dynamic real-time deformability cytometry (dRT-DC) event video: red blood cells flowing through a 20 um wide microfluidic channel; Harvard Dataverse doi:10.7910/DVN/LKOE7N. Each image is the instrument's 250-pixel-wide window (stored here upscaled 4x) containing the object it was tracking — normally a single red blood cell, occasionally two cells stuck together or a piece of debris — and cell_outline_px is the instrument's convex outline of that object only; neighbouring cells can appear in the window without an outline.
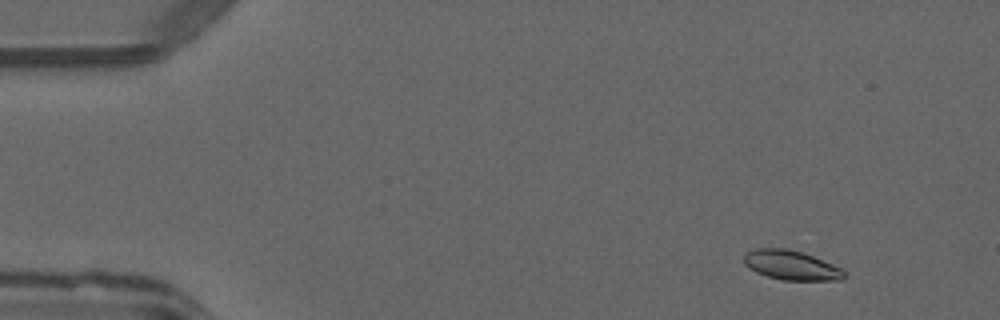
{"species": "common noctule bat (a hibernating species)", "species_latin": "Nyctalus noctula", "temperature_condition": "warm", "stored_images_in_passage": 51, "camera_frame_rate_fps": 3000, "um_per_image_px": 0.085, "animal": {"sex": "male", "forearm_length_mm": 52.5}, "frame": {"image": 1, "passage_image": 5, "time_ms": 1.333, "image_size_px": [1000, 320], "cell_outline_px": [[844, 280], [784, 280], [768, 276], [756, 272], [748, 268], [744, 264], [744, 256], [752, 248], [788, 248], [812, 256], [832, 264], [840, 268], [844, 272]], "centroid_in_image_um": [67.21, 22.54], "position_along_channel_um": 17.8, "area_um2": 17.05}}
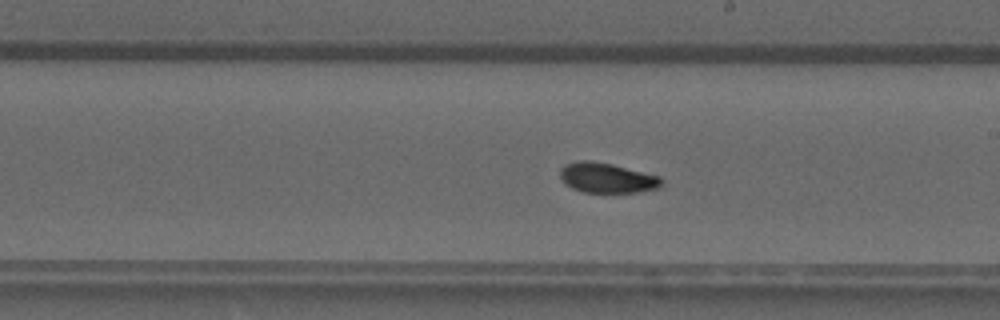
{"frame": {"image": 2, "passage_image": 29, "time_ms": 9.333, "image_size_px": [1000, 320], "cell_outline_px": [[664, 184], [660, 188], [640, 192], [584, 192], [572, 188], [560, 176], [560, 168], [564, 164], [580, 160], [588, 160], [612, 164], [660, 176], [664, 180]], "centroid_in_image_um": [51.65, 15.11], "position_along_channel_um": 237.4, "area_um2": 17.8}}
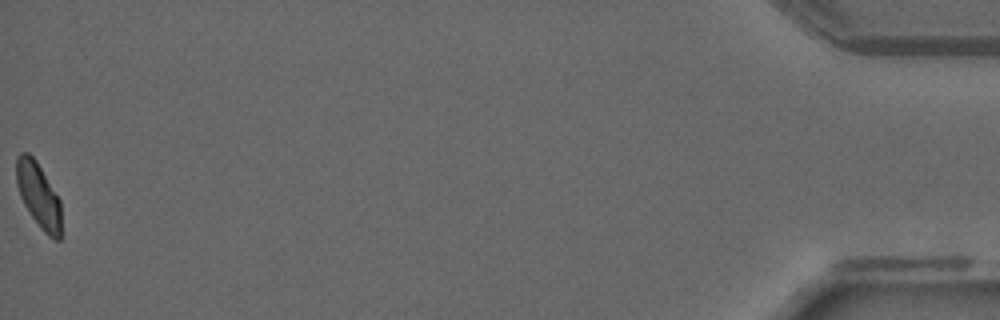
{"frame": {"image": 3, "passage_image": 51, "time_ms": 16.667, "image_size_px": [1000, 320], "cell_outline_px": [[60, 240], [56, 240], [48, 236], [40, 228], [24, 204], [20, 196], [16, 184], [16, 156], [20, 152], [28, 152], [36, 160], [60, 200]], "centroid_in_image_um": [3.25, 16.57], "position_along_channel_um": 432.0, "area_um2": 16.88}, "authors_computed_cell_mechanics": {"area_um2": 17.5134, "velocity_mm_per_s": 4.0435, "shape_relaxation_time_tau1_ms": 5.6572, "shape_relaxation_time_tau2_ms": 2.3175, "deformation_change_tau1": 0.1472, "deformation_change_tau2": 0.0622}}